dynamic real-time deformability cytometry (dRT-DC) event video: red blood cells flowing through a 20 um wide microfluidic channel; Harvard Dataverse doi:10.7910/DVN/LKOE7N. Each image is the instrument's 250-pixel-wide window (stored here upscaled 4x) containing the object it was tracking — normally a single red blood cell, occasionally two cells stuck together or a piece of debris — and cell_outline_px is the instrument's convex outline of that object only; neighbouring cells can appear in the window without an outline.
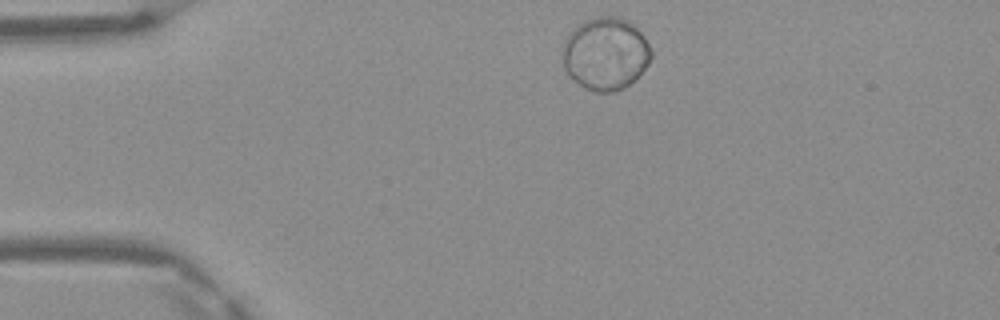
{"species": "Egyptian fruit bat (a non-hibernating species)", "species_latin": "Rousettus aegyptiacus", "temperature_condition": "warm", "stored_images_in_passage": 2, "camera_frame_rate_fps": 3000, "um_per_image_px": 0.085, "frame": {"image": 1, "passage_image": 1, "time_ms": 0.0, "image_size_px": [1000, 320], "cell_outline_px": [[652, 56], [648, 64], [624, 88], [612, 92], [596, 92], [584, 88], [572, 80], [568, 76], [564, 68], [564, 40], [572, 28], [584, 20], [600, 16], [616, 16], [628, 20], [644, 36], [652, 52]], "centroid_in_image_um": [51.44, 4.56], "position_along_channel_um": 33.6, "area_um2": 37.45}}